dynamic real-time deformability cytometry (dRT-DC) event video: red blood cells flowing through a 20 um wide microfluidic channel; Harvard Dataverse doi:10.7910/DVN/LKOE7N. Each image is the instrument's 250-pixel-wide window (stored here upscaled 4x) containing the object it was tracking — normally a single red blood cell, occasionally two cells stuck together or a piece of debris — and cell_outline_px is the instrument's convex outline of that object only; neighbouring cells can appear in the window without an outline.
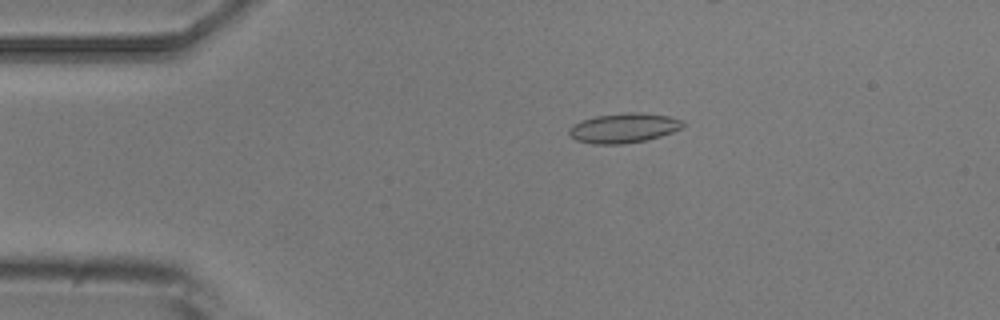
{"species": "common noctule bat (a hibernating species)", "species_latin": "Nyctalus noctula", "temperature_condition": "room temperature", "stored_images_in_passage": 5, "camera_frame_rate_fps": 3000, "um_per_image_px": 0.085, "animal": {"sex": "male", "body_mass_g": 20.5, "forearm_length_mm": 52.5}, "frame": {"image": 1, "passage_image": 4, "time_ms": 3.333, "image_size_px": [1000, 320], "cell_outline_px": [[684, 124], [680, 128], [672, 132], [648, 140], [624, 144], [592, 144], [576, 140], [568, 132], [568, 128], [572, 124], [580, 120], [596, 116], [624, 112], [640, 112], [668, 116], [684, 120]], "centroid_in_image_um": [52.99, 10.87], "position_along_channel_um": 32.0, "area_um2": 19.88}}